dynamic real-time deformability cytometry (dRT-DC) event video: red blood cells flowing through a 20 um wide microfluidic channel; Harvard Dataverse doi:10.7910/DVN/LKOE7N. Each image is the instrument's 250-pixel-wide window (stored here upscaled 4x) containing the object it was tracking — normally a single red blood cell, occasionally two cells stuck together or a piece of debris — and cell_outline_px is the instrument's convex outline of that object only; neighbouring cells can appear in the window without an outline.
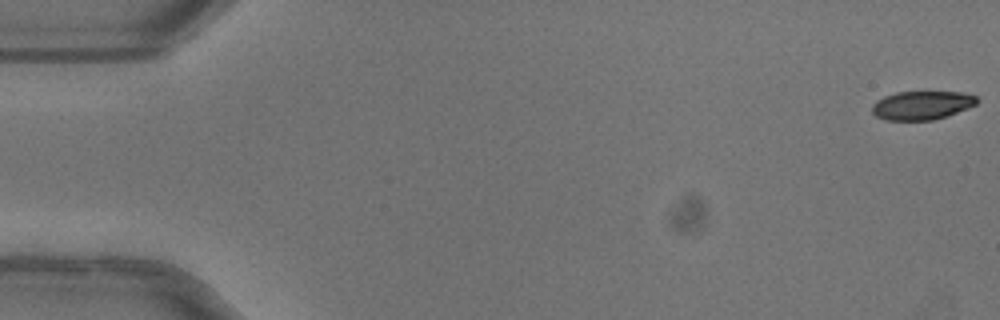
{"species": "common noctule bat (a hibernating species)", "species_latin": "Nyctalus noctula", "temperature_condition": "warm", "stored_images_in_passage": 52, "camera_frame_rate_fps": 3000, "um_per_image_px": 0.085, "animal": {"sex": "female"}, "frame": {"image": 1, "passage_image": 1, "time_ms": 0.0, "image_size_px": [1000, 320], "cell_outline_px": [[980, 100], [976, 104], [968, 108], [948, 116], [932, 120], [888, 120], [876, 116], [872, 112], [872, 104], [876, 100], [884, 96], [896, 92], [964, 92], [976, 96]], "centroid_in_image_um": [78.38, 8.94], "position_along_channel_um": 6.6, "area_um2": 17.63}}
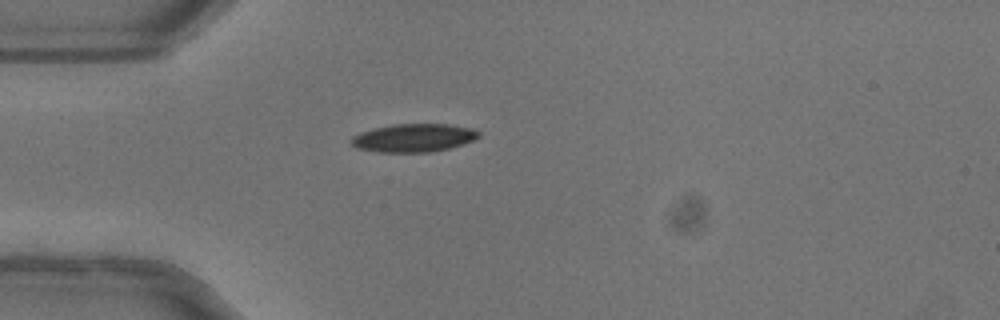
{"frame": {"image": 2, "passage_image": 15, "time_ms": 4.667, "image_size_px": [1000, 320], "cell_outline_px": [[480, 136], [464, 144], [432, 152], [376, 152], [356, 148], [348, 140], [352, 136], [360, 132], [392, 124], [448, 124], [472, 128], [480, 132]], "centroid_in_image_um": [35.14, 11.72], "position_along_channel_um": 49.9, "area_um2": 21.04}, "authors_computed_cell_mechanics": {"area_um2": 20.5768, "velocity_mm_per_s": 4.0478, "shape_relaxation_time_tau1_ms": 4.4711, "shape_relaxation_time_tau2_ms": 4.7031, "deformation_change_tau1": 0.1496, "deformation_change_tau2": 0.0924}}